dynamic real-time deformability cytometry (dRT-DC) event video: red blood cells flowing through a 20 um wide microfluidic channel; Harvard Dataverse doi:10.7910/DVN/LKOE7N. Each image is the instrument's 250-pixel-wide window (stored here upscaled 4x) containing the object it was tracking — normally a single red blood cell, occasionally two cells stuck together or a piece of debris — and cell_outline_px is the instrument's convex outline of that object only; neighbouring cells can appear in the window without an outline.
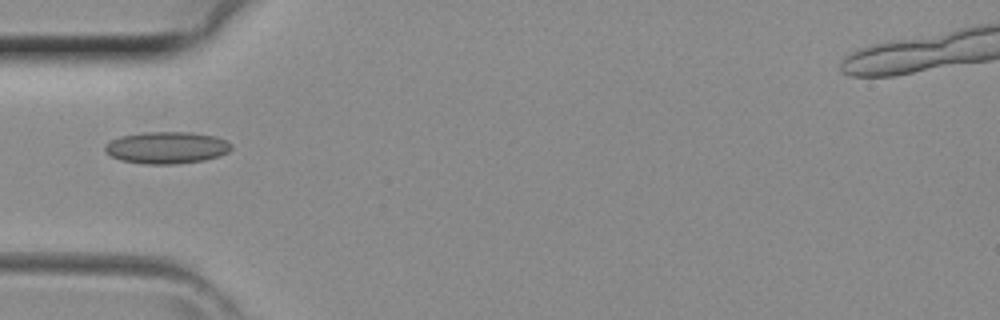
{"species": "common noctule bat (a hibernating species)", "species_latin": "Nyctalus noctula", "temperature_condition": "room temperature", "stored_images_in_passage": 32, "camera_frame_rate_fps": 3000, "um_per_image_px": 0.085, "animal": {"sex": "female", "body_mass_g": 29.2, "forearm_length_mm": 56.3}, "frame": {"image": 1, "passage_image": 3, "time_ms": 0.667, "image_size_px": [1000, 320], "cell_outline_px": [[232, 148], [228, 152], [220, 156], [204, 160], [176, 164], [144, 164], [120, 160], [104, 152], [104, 144], [120, 136], [144, 132], [192, 132], [212, 136], [224, 140], [232, 144]], "centroid_in_image_um": [14.14, 12.55], "position_along_channel_um": 70.9, "area_um2": 23.58}}
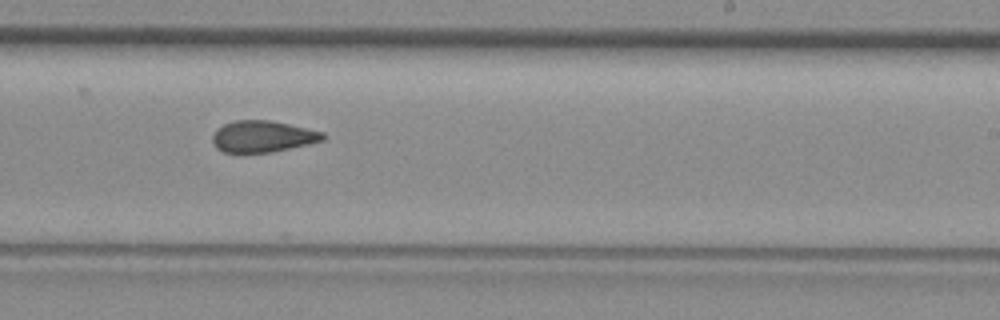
{"frame": {"image": 2, "passage_image": 15, "time_ms": 4.667, "image_size_px": [1000, 320], "cell_outline_px": [[324, 140], [308, 144], [272, 152], [224, 152], [216, 148], [212, 140], [212, 136], [224, 124], [236, 120], [268, 120], [288, 124], [324, 132]], "centroid_in_image_um": [22.33, 11.6], "position_along_channel_um": 266.7, "area_um2": 19.94}}
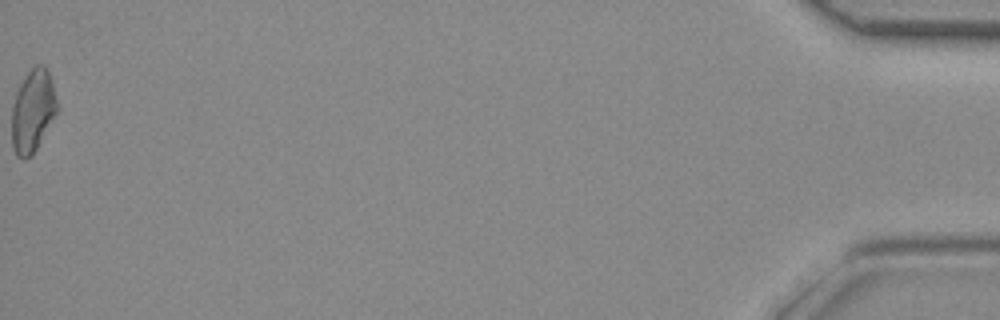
{"frame": {"image": 3, "passage_image": 32, "time_ms": 10.333, "image_size_px": [1000, 320], "cell_outline_px": [[56, 116], [32, 156], [24, 160], [16, 156], [12, 148], [12, 104], [16, 92], [20, 84], [28, 72], [36, 64], [44, 64], [48, 68], [52, 80], [56, 100]], "centroid_in_image_um": [2.78, 9.44], "position_along_channel_um": 432.4, "area_um2": 22.08}}